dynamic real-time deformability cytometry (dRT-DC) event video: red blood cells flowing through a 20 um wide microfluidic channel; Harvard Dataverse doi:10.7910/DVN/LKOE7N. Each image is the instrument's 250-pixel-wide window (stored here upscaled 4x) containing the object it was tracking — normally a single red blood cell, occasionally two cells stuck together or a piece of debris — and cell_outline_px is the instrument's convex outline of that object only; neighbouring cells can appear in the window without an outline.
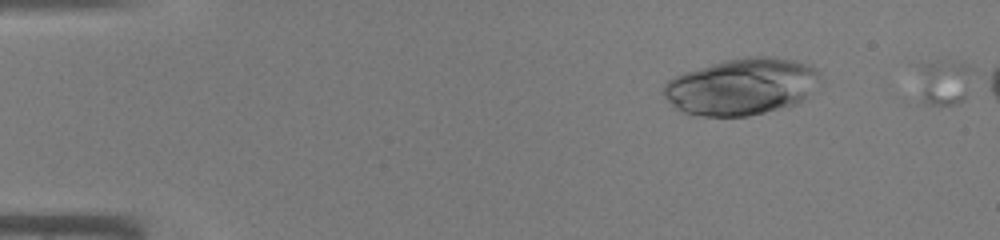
{"species": "common noctule bat (a hibernating species)", "species_latin": "Nyctalus noctula", "temperature_condition": "warm", "stored_images_in_passage": 2, "camera_frame_rate_fps": 3000, "um_per_image_px": 0.085, "animal": {"sex": "male", "body_mass_g": 19.0, "forearm_length_mm": 50.8}, "frame": {"image": 1, "passage_image": 2, "time_ms": 0.333, "image_size_px": [1000, 240], "cell_outline_px": [[972, 68], [964, 100], [956, 104], [924, 104], [920, 100], [920, 64], [936, 60], [940, 60], [968, 64]], "centroid_in_image_um": [80.22, 6.98], "position_along_channel_um": 4.8, "area_um2": 14.39}}